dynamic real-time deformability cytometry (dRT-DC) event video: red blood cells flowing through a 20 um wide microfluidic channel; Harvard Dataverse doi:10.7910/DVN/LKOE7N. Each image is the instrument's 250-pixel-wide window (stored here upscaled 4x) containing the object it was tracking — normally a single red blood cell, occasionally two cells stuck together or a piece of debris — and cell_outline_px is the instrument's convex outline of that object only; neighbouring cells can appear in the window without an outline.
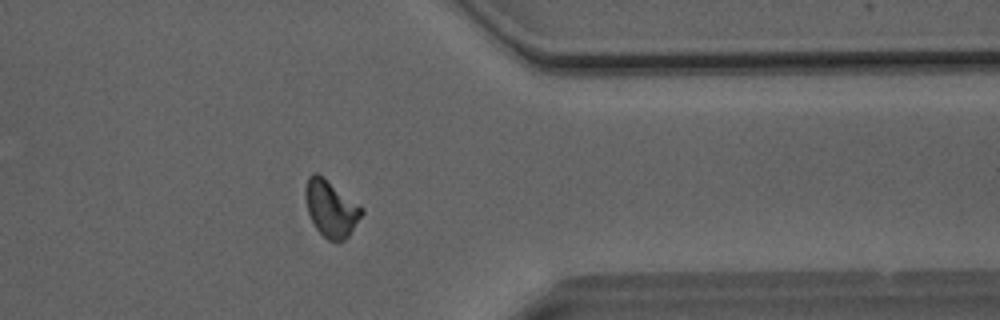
{"species": "Egyptian fruit bat (a non-hibernating species)", "species_latin": "Rousettus aegyptiacus", "temperature_condition": "room temperature", "stored_images_in_passage": 51, "camera_frame_rate_fps": 3000, "um_per_image_px": 0.085, "animal": {"sex": "male"}, "frame": {"image": 1, "passage_image": 41, "time_ms": 13.333, "image_size_px": [1000, 320], "cell_outline_px": [[364, 212], [348, 236], [344, 240], [328, 240], [316, 228], [308, 212], [304, 196], [304, 188], [308, 176], [312, 172], [316, 172], [360, 204], [364, 208]], "centroid_in_image_um": [28.12, 17.69], "position_along_channel_um": 383.3, "area_um2": 18.44}}
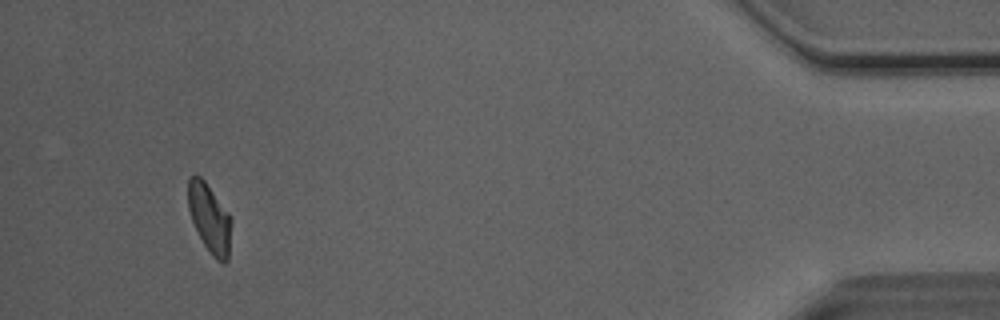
{"frame": {"image": 2, "passage_image": 48, "time_ms": 15.667, "image_size_px": [1000, 320], "cell_outline_px": [[232, 220], [228, 260], [224, 264], [216, 260], [212, 256], [204, 244], [192, 220], [188, 208], [188, 180], [192, 176], [200, 176], [204, 180], [228, 212]], "centroid_in_image_um": [17.83, 18.58], "position_along_channel_um": 417.4, "area_um2": 17.17}, "authors_computed_cell_mechanics": {"area_um2": 18.4382, "velocity_mm_per_s": 4.0521, "shape_relaxation_time_tau1_ms": 5.6977, "shape_relaxation_time_tau2_ms": 4.4085, "deformation_change_tau1": 0.1623, "deformation_change_tau2": 0.109}}